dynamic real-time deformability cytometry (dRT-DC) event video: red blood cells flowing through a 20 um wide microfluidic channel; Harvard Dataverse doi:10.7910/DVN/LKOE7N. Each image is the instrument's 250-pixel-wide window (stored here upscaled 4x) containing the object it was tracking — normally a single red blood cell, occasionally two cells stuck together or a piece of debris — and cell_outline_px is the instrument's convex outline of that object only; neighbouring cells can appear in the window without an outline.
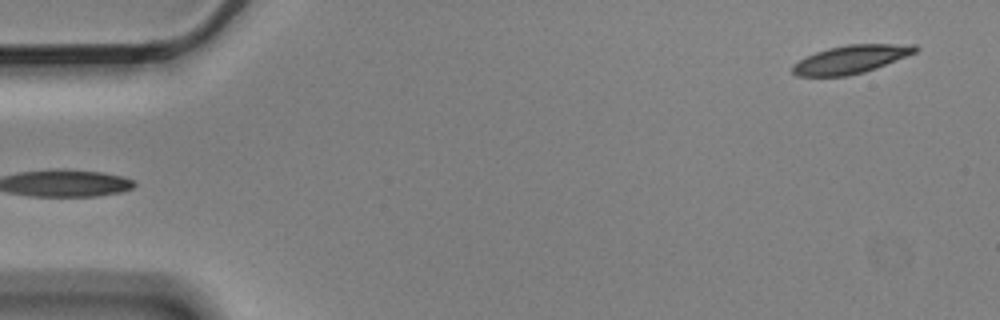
{"species": "Egyptian fruit bat (a non-hibernating species)", "species_latin": "Rousettus aegyptiacus", "temperature_condition": "cold", "stored_images_in_passage": 4, "segment_of_instrument_passage": [2, 2], "camera_frame_rate_fps": 3000, "um_per_image_px": 0.085, "animal": {"sex": "male"}, "frame": {"image": 1, "passage_image": 4, "time_ms": 1.0, "image_size_px": [1000, 320], "cell_outline_px": [[920, 48], [916, 52], [876, 68], [864, 72], [844, 76], [796, 76], [792, 72], [792, 64], [816, 52], [828, 48], [848, 44], [916, 44]], "centroid_in_image_um": [72.33, 5.04], "position_along_channel_um": 12.7, "area_um2": 20.06}}